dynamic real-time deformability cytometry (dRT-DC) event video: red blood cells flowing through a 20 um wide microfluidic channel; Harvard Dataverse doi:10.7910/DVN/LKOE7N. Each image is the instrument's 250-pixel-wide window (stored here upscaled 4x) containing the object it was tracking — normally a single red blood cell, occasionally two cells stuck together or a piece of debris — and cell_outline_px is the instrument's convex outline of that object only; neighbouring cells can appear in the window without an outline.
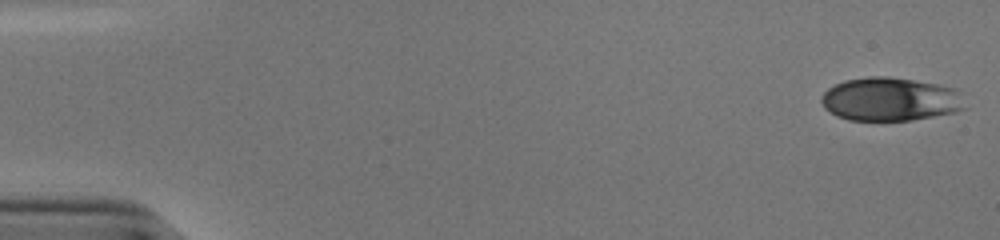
{"species": "human", "species_latin": "Homo sapiens", "temperature_condition": "cold", "stored_images_in_passage": 53, "camera_frame_rate_fps": 3000, "um_per_image_px": 0.085, "donor": {"sex": "male"}, "frame": {"image": 1, "passage_image": 1, "time_ms": 0.0, "image_size_px": [1000, 240], "cell_outline_px": [[968, 108], [956, 112], [912, 120], [848, 120], [836, 116], [824, 108], [820, 100], [820, 96], [828, 88], [844, 80], [868, 76], [888, 76], [936, 84], [952, 88], [956, 92]], "centroid_in_image_um": [75.62, 8.44], "position_along_channel_um": 9.4, "area_um2": 36.36}}
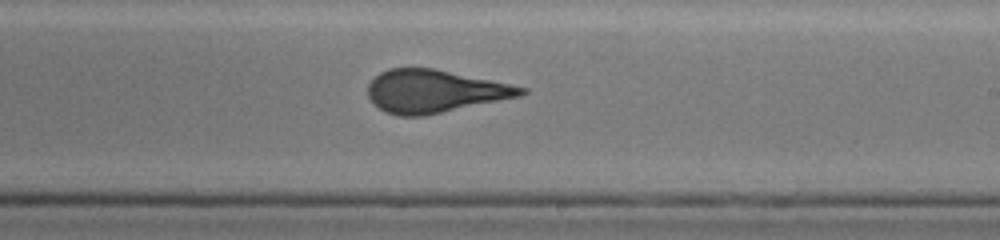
{"frame": {"image": 2, "passage_image": 32, "time_ms": 10.333, "image_size_px": [1000, 240], "cell_outline_px": [[528, 92], [520, 96], [424, 116], [400, 116], [384, 112], [372, 104], [368, 96], [368, 84], [380, 72], [388, 68], [432, 68], [528, 88]], "centroid_in_image_um": [36.88, 7.77], "position_along_channel_um": 252.1, "area_um2": 37.97}}
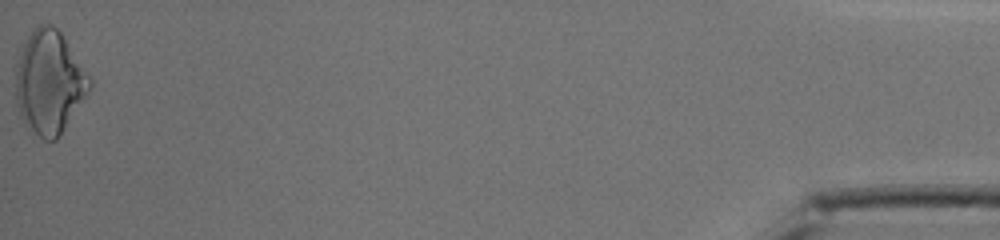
{"frame": {"image": 3, "passage_image": 53, "time_ms": 17.333, "image_size_px": [1000, 240], "cell_outline_px": [[92, 88], [56, 140], [44, 140], [20, 116], [16, 104], [16, 64], [20, 52], [28, 36], [40, 24], [52, 24], [60, 32], [92, 76]], "centroid_in_image_um": [4.23, 6.97], "position_along_channel_um": 431.0, "area_um2": 44.16}, "authors_computed_cell_mechanics": {"area_um2": 37.9746, "velocity_mm_per_s": 3.8704, "shape_relaxation_time_tau1_ms": 4.4823, "shape_relaxation_time_tau2_ms": 0.7184, "deformation_change_tau1": 0.1472, "deformation_change_tau2": 0.0473}}